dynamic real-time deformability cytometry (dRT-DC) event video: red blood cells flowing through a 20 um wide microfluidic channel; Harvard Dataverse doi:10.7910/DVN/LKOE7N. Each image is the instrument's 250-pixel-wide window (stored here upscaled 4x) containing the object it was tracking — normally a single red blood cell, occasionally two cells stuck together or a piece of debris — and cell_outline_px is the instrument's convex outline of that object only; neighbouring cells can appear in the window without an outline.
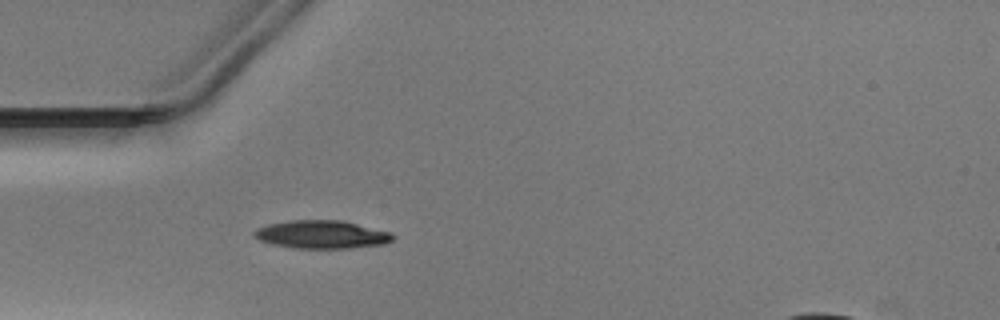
{"species": "Egyptian fruit bat (a non-hibernating species)", "species_latin": "Rousettus aegyptiacus", "temperature_condition": "warm", "stored_images_in_passage": 37, "camera_frame_rate_fps": 3000, "um_per_image_px": 0.085, "animal": {"sex": "male"}, "frame": {"image": 1, "passage_image": 1, "time_ms": 0.0, "image_size_px": [1000, 320], "cell_outline_px": [[396, 236], [392, 240], [384, 244], [352, 248], [296, 248], [272, 244], [260, 240], [252, 236], [252, 232], [256, 228], [268, 224], [288, 220], [340, 220], [392, 232]], "centroid_in_image_um": [27.33, 19.93], "position_along_channel_um": 57.7, "area_um2": 22.83}}
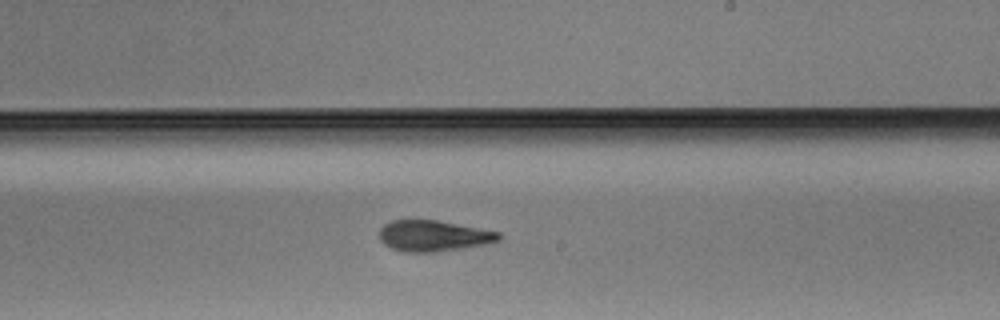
{"frame": {"image": 2, "passage_image": 16, "time_ms": 5.0, "image_size_px": [1000, 320], "cell_outline_px": [[500, 240], [484, 244], [436, 252], [404, 252], [392, 248], [384, 244], [380, 240], [380, 228], [384, 224], [392, 220], [436, 220], [500, 232]], "centroid_in_image_um": [36.81, 20.04], "position_along_channel_um": 252.2, "area_um2": 21.33}}
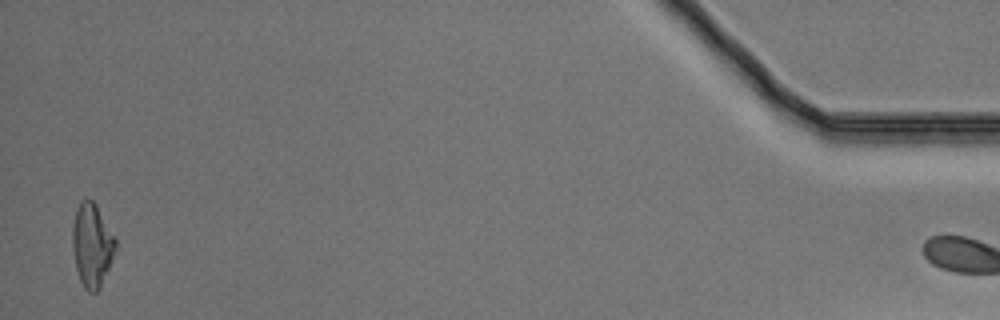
{"frame": {"image": 3, "passage_image": 36, "time_ms": 11.667, "image_size_px": [1000, 320], "cell_outline_px": [[116, 248], [100, 288], [96, 292], [88, 292], [84, 288], [80, 280], [76, 268], [72, 248], [72, 224], [76, 208], [80, 200], [92, 200], [96, 204], [116, 236]], "centroid_in_image_um": [7.81, 20.81], "position_along_channel_um": 427.4, "area_um2": 21.1}}